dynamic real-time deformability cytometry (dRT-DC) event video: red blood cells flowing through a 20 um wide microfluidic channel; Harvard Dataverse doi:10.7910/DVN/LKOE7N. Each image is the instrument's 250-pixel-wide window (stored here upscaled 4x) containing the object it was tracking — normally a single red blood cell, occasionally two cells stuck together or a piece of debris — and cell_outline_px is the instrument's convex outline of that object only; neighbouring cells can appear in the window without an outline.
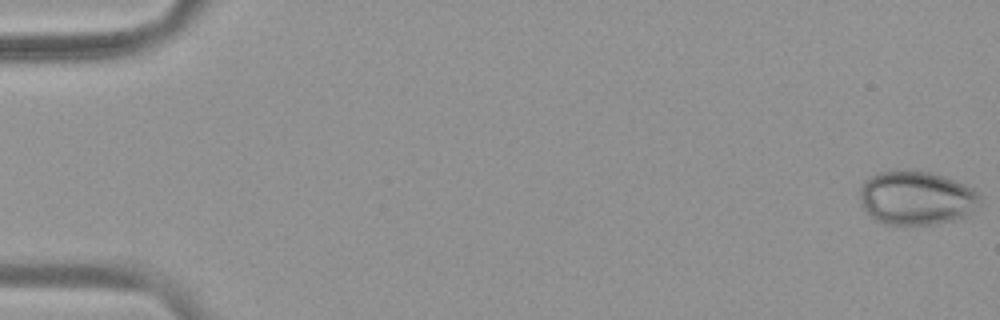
{"species": "common noctule bat (a hibernating species)", "species_latin": "Nyctalus noctula", "temperature_condition": "warm", "stored_images_in_passage": 53, "camera_frame_rate_fps": 3000, "um_per_image_px": 0.085, "animal": {"sex": "female", "body_mass_g": 19.9}, "frame": {"image": 1, "passage_image": 1, "time_ms": 0.0, "image_size_px": [1000, 320], "cell_outline_px": [[980, 204], [968, 216], [956, 220], [936, 224], [884, 224], [876, 220], [860, 204], [860, 188], [864, 180], [876, 172], [900, 168], [912, 168], [932, 172], [956, 180], [972, 188], [980, 196]], "centroid_in_image_um": [77.89, 16.78], "position_along_channel_um": 7.1, "area_um2": 38.61}}
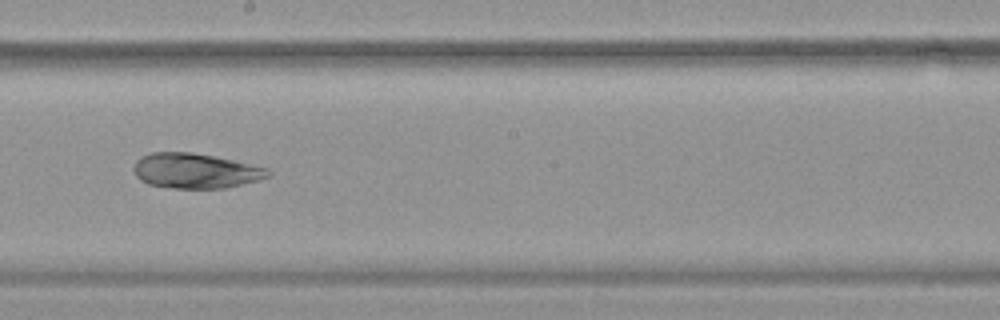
{"frame": {"image": 2, "passage_image": 31, "time_ms": 10.0, "image_size_px": [1000, 320], "cell_outline_px": [[272, 176], [224, 188], [172, 188], [148, 184], [140, 180], [136, 176], [132, 168], [136, 160], [140, 156], [152, 152], [192, 152], [216, 156], [268, 168], [272, 172]], "centroid_in_image_um": [16.59, 14.51], "position_along_channel_um": 231.6, "area_um2": 27.57}}
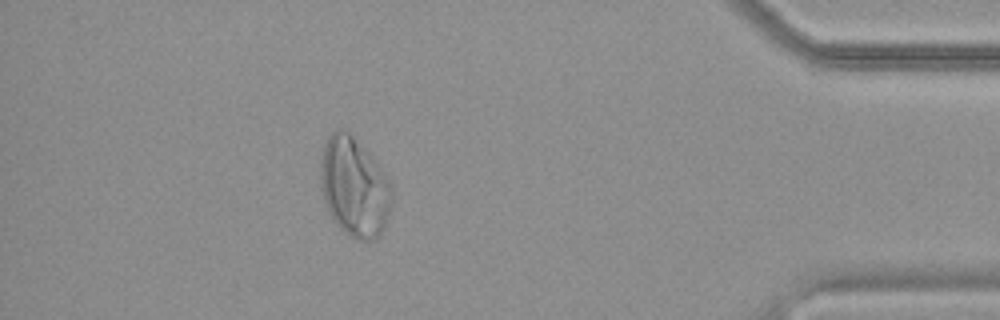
{"frame": {"image": 3, "passage_image": 48, "time_ms": 15.667, "image_size_px": [1000, 320], "cell_outline_px": [[392, 208], [388, 220], [380, 236], [376, 240], [360, 240], [344, 232], [332, 220], [328, 212], [320, 188], [320, 156], [324, 144], [328, 136], [336, 128], [344, 128], [376, 160], [388, 180], [392, 188]], "centroid_in_image_um": [30.11, 15.91], "position_along_channel_um": 405.1, "area_um2": 41.91}}